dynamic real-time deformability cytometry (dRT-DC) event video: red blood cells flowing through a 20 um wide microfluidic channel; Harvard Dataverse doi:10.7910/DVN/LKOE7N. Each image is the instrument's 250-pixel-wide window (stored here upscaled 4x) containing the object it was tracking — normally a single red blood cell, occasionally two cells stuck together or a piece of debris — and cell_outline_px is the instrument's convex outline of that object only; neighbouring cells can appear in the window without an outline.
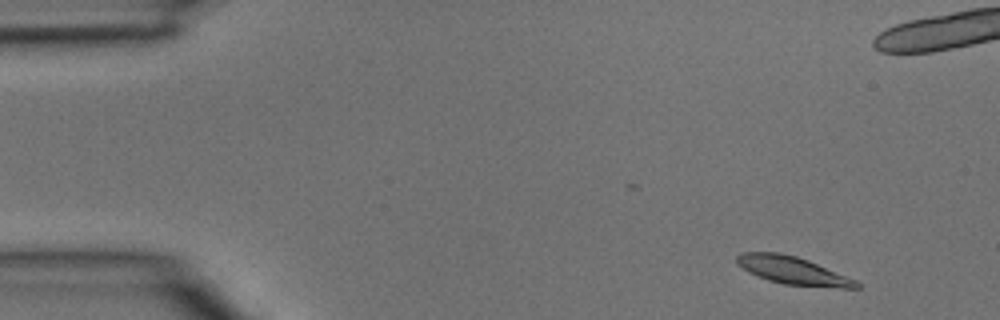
{"species": "common noctule bat (a hibernating species)", "species_latin": "Nyctalus noctula", "temperature_condition": "room temperature", "stored_images_in_passage": 4, "camera_frame_rate_fps": 3000, "um_per_image_px": 0.085, "animal": {"sex": "male", "body_mass_g": 15.6}, "frame": {"image": 1, "passage_image": 1, "time_ms": 0.0, "image_size_px": [1000, 320], "cell_outline_px": [[860, 288], [840, 288], [784, 284], [768, 280], [748, 272], [736, 264], [736, 256], [740, 252], [780, 252], [796, 256], [808, 260], [856, 280], [860, 284]], "centroid_in_image_um": [67.36, 22.98], "position_along_channel_um": 17.6, "area_um2": 19.36}}